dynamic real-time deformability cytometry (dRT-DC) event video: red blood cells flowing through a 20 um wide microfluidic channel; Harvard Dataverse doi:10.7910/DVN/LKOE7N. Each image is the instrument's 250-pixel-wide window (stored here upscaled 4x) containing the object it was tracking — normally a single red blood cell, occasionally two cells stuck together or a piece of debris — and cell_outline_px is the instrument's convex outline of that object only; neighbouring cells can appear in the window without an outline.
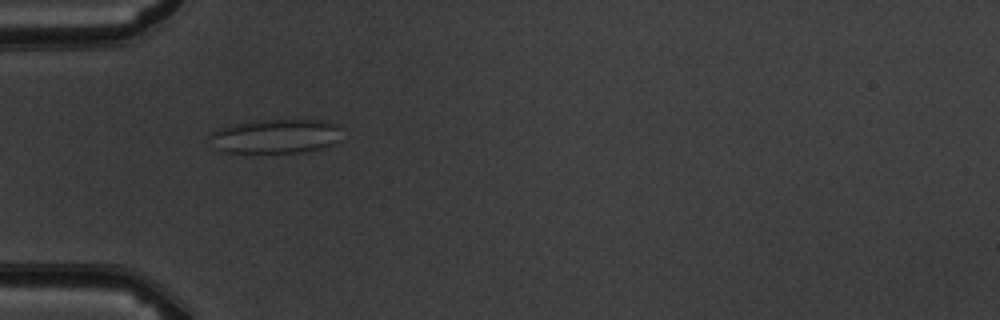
{"species": "common noctule bat (a hibernating species)", "species_latin": "Nyctalus noctula", "temperature_condition": "warm", "stored_images_in_passage": 9, "camera_frame_rate_fps": 3000, "um_per_image_px": 0.085, "animal": {"sex": "male", "body_mass_g": 19.5, "forearm_length_mm": 54.6}, "frame": {"image": 1, "passage_image": 4, "time_ms": 3.0, "image_size_px": [1000, 320], "cell_outline_px": [[340, 140], [332, 144], [320, 148], [300, 152], [220, 152], [212, 148], [208, 136], [212, 132], [220, 128], [232, 124], [256, 120], [324, 120], [340, 124]], "centroid_in_image_um": [23.4, 11.57], "position_along_channel_um": 61.6, "area_um2": 26.65}}
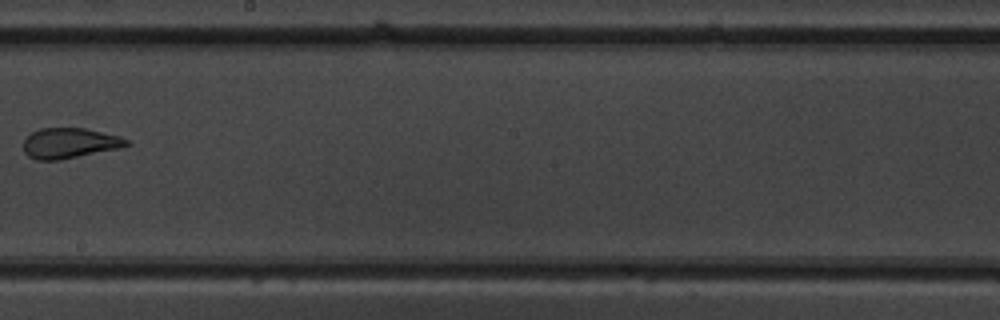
{"frame": {"image": 2, "passage_image": 8, "time_ms": 7.667, "image_size_px": [1000, 320], "cell_outline_px": [[132, 144], [124, 148], [60, 160], [36, 160], [28, 156], [24, 152], [24, 140], [32, 132], [40, 128], [84, 128], [120, 136], [128, 140]], "centroid_in_image_um": [5.96, 12.18], "position_along_channel_um": 242.2, "area_um2": 18.5}}
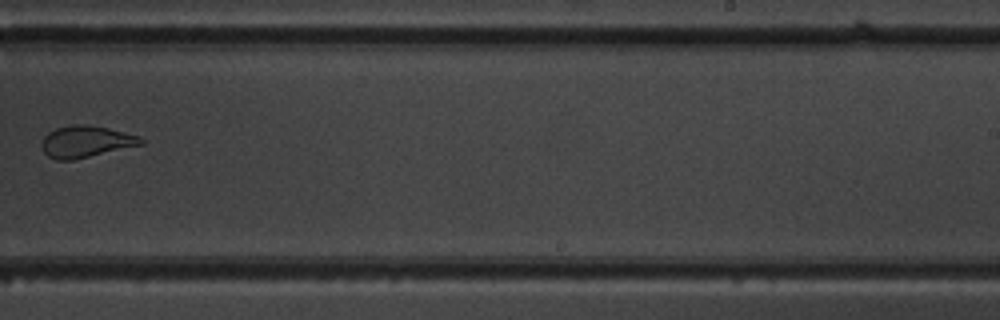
{"frame": {"image": 3, "passage_image": 9, "time_ms": 8.667, "image_size_px": [1000, 320], "cell_outline_px": [[144, 144], [72, 160], [56, 160], [48, 156], [44, 152], [40, 144], [44, 136], [48, 132], [56, 128], [72, 124], [84, 124], [108, 128], [140, 136], [144, 140]], "centroid_in_image_um": [7.28, 12.03], "position_along_channel_um": 281.7, "area_um2": 18.32}}